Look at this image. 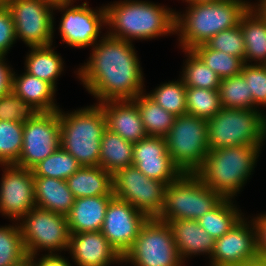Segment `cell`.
Wrapping results in <instances>:
<instances>
[{
	"instance_id": "obj_1",
	"label": "cell",
	"mask_w": 266,
	"mask_h": 266,
	"mask_svg": "<svg viewBox=\"0 0 266 266\" xmlns=\"http://www.w3.org/2000/svg\"><path fill=\"white\" fill-rule=\"evenodd\" d=\"M105 36V37H104ZM93 45L87 63L78 69V78L100 103L133 100L143 93V73L132 42L109 34Z\"/></svg>"
},
{
	"instance_id": "obj_10",
	"label": "cell",
	"mask_w": 266,
	"mask_h": 266,
	"mask_svg": "<svg viewBox=\"0 0 266 266\" xmlns=\"http://www.w3.org/2000/svg\"><path fill=\"white\" fill-rule=\"evenodd\" d=\"M21 234L28 256L39 255L38 250L68 251L70 230L65 215L37 206L20 220Z\"/></svg>"
},
{
	"instance_id": "obj_11",
	"label": "cell",
	"mask_w": 266,
	"mask_h": 266,
	"mask_svg": "<svg viewBox=\"0 0 266 266\" xmlns=\"http://www.w3.org/2000/svg\"><path fill=\"white\" fill-rule=\"evenodd\" d=\"M113 194L134 206L148 218H156L163 205L166 184L150 179L135 166L112 174Z\"/></svg>"
},
{
	"instance_id": "obj_40",
	"label": "cell",
	"mask_w": 266,
	"mask_h": 266,
	"mask_svg": "<svg viewBox=\"0 0 266 266\" xmlns=\"http://www.w3.org/2000/svg\"><path fill=\"white\" fill-rule=\"evenodd\" d=\"M37 111L13 91L0 97V120L27 122Z\"/></svg>"
},
{
	"instance_id": "obj_49",
	"label": "cell",
	"mask_w": 266,
	"mask_h": 266,
	"mask_svg": "<svg viewBox=\"0 0 266 266\" xmlns=\"http://www.w3.org/2000/svg\"><path fill=\"white\" fill-rule=\"evenodd\" d=\"M45 1L51 5H53L54 7L59 5V4H64V0H42Z\"/></svg>"
},
{
	"instance_id": "obj_48",
	"label": "cell",
	"mask_w": 266,
	"mask_h": 266,
	"mask_svg": "<svg viewBox=\"0 0 266 266\" xmlns=\"http://www.w3.org/2000/svg\"><path fill=\"white\" fill-rule=\"evenodd\" d=\"M14 266H35V263H34V260L30 256H27L19 264H16Z\"/></svg>"
},
{
	"instance_id": "obj_25",
	"label": "cell",
	"mask_w": 266,
	"mask_h": 266,
	"mask_svg": "<svg viewBox=\"0 0 266 266\" xmlns=\"http://www.w3.org/2000/svg\"><path fill=\"white\" fill-rule=\"evenodd\" d=\"M66 181L75 199L114 195L112 174L100 166H81Z\"/></svg>"
},
{
	"instance_id": "obj_39",
	"label": "cell",
	"mask_w": 266,
	"mask_h": 266,
	"mask_svg": "<svg viewBox=\"0 0 266 266\" xmlns=\"http://www.w3.org/2000/svg\"><path fill=\"white\" fill-rule=\"evenodd\" d=\"M209 48L228 53L240 58L244 62L245 42L240 25L219 32L211 37L206 43Z\"/></svg>"
},
{
	"instance_id": "obj_17",
	"label": "cell",
	"mask_w": 266,
	"mask_h": 266,
	"mask_svg": "<svg viewBox=\"0 0 266 266\" xmlns=\"http://www.w3.org/2000/svg\"><path fill=\"white\" fill-rule=\"evenodd\" d=\"M244 219L243 217L230 231L215 240L210 266H241L259 258L255 223Z\"/></svg>"
},
{
	"instance_id": "obj_2",
	"label": "cell",
	"mask_w": 266,
	"mask_h": 266,
	"mask_svg": "<svg viewBox=\"0 0 266 266\" xmlns=\"http://www.w3.org/2000/svg\"><path fill=\"white\" fill-rule=\"evenodd\" d=\"M188 3L186 14L175 12V34L178 33L179 44L184 50H192L219 32L235 27L252 6L246 0H199Z\"/></svg>"
},
{
	"instance_id": "obj_9",
	"label": "cell",
	"mask_w": 266,
	"mask_h": 266,
	"mask_svg": "<svg viewBox=\"0 0 266 266\" xmlns=\"http://www.w3.org/2000/svg\"><path fill=\"white\" fill-rule=\"evenodd\" d=\"M134 266H183L167 222L148 218L131 248L122 257V263Z\"/></svg>"
},
{
	"instance_id": "obj_35",
	"label": "cell",
	"mask_w": 266,
	"mask_h": 266,
	"mask_svg": "<svg viewBox=\"0 0 266 266\" xmlns=\"http://www.w3.org/2000/svg\"><path fill=\"white\" fill-rule=\"evenodd\" d=\"M187 114L208 120L223 107L218 90L186 87Z\"/></svg>"
},
{
	"instance_id": "obj_37",
	"label": "cell",
	"mask_w": 266,
	"mask_h": 266,
	"mask_svg": "<svg viewBox=\"0 0 266 266\" xmlns=\"http://www.w3.org/2000/svg\"><path fill=\"white\" fill-rule=\"evenodd\" d=\"M23 145V122L0 120V165L15 164Z\"/></svg>"
},
{
	"instance_id": "obj_23",
	"label": "cell",
	"mask_w": 266,
	"mask_h": 266,
	"mask_svg": "<svg viewBox=\"0 0 266 266\" xmlns=\"http://www.w3.org/2000/svg\"><path fill=\"white\" fill-rule=\"evenodd\" d=\"M16 75L17 74L13 72L12 91L20 96L32 108L37 112H52L59 110V107L54 102L56 88L50 83L41 80L26 71L20 76Z\"/></svg>"
},
{
	"instance_id": "obj_4",
	"label": "cell",
	"mask_w": 266,
	"mask_h": 266,
	"mask_svg": "<svg viewBox=\"0 0 266 266\" xmlns=\"http://www.w3.org/2000/svg\"><path fill=\"white\" fill-rule=\"evenodd\" d=\"M262 145H241L209 150L194 173L223 198H233L254 170Z\"/></svg>"
},
{
	"instance_id": "obj_12",
	"label": "cell",
	"mask_w": 266,
	"mask_h": 266,
	"mask_svg": "<svg viewBox=\"0 0 266 266\" xmlns=\"http://www.w3.org/2000/svg\"><path fill=\"white\" fill-rule=\"evenodd\" d=\"M16 38L29 47L52 45L54 6L42 0H8Z\"/></svg>"
},
{
	"instance_id": "obj_46",
	"label": "cell",
	"mask_w": 266,
	"mask_h": 266,
	"mask_svg": "<svg viewBox=\"0 0 266 266\" xmlns=\"http://www.w3.org/2000/svg\"><path fill=\"white\" fill-rule=\"evenodd\" d=\"M260 14L261 16L266 20V0H259L258 5H252Z\"/></svg>"
},
{
	"instance_id": "obj_44",
	"label": "cell",
	"mask_w": 266,
	"mask_h": 266,
	"mask_svg": "<svg viewBox=\"0 0 266 266\" xmlns=\"http://www.w3.org/2000/svg\"><path fill=\"white\" fill-rule=\"evenodd\" d=\"M13 68L5 63V56L0 55V97L12 91Z\"/></svg>"
},
{
	"instance_id": "obj_32",
	"label": "cell",
	"mask_w": 266,
	"mask_h": 266,
	"mask_svg": "<svg viewBox=\"0 0 266 266\" xmlns=\"http://www.w3.org/2000/svg\"><path fill=\"white\" fill-rule=\"evenodd\" d=\"M80 167L81 165L76 158L60 146L51 155L35 165L31 171L34 177H53L66 180Z\"/></svg>"
},
{
	"instance_id": "obj_14",
	"label": "cell",
	"mask_w": 266,
	"mask_h": 266,
	"mask_svg": "<svg viewBox=\"0 0 266 266\" xmlns=\"http://www.w3.org/2000/svg\"><path fill=\"white\" fill-rule=\"evenodd\" d=\"M72 5L59 4L54 7V10L64 12L58 28L62 41L75 48L95 45L100 37L102 25L106 24L105 6L93 10L87 2L78 6Z\"/></svg>"
},
{
	"instance_id": "obj_6",
	"label": "cell",
	"mask_w": 266,
	"mask_h": 266,
	"mask_svg": "<svg viewBox=\"0 0 266 266\" xmlns=\"http://www.w3.org/2000/svg\"><path fill=\"white\" fill-rule=\"evenodd\" d=\"M259 111L222 108L207 120L209 150L241 145H264L266 114Z\"/></svg>"
},
{
	"instance_id": "obj_22",
	"label": "cell",
	"mask_w": 266,
	"mask_h": 266,
	"mask_svg": "<svg viewBox=\"0 0 266 266\" xmlns=\"http://www.w3.org/2000/svg\"><path fill=\"white\" fill-rule=\"evenodd\" d=\"M167 224L172 230L173 239L182 260L204 253L211 258L215 239L199 225L197 220L180 219L167 221Z\"/></svg>"
},
{
	"instance_id": "obj_50",
	"label": "cell",
	"mask_w": 266,
	"mask_h": 266,
	"mask_svg": "<svg viewBox=\"0 0 266 266\" xmlns=\"http://www.w3.org/2000/svg\"><path fill=\"white\" fill-rule=\"evenodd\" d=\"M74 0H64V4H73Z\"/></svg>"
},
{
	"instance_id": "obj_52",
	"label": "cell",
	"mask_w": 266,
	"mask_h": 266,
	"mask_svg": "<svg viewBox=\"0 0 266 266\" xmlns=\"http://www.w3.org/2000/svg\"><path fill=\"white\" fill-rule=\"evenodd\" d=\"M192 1H199V0H185V2H192Z\"/></svg>"
},
{
	"instance_id": "obj_7",
	"label": "cell",
	"mask_w": 266,
	"mask_h": 266,
	"mask_svg": "<svg viewBox=\"0 0 266 266\" xmlns=\"http://www.w3.org/2000/svg\"><path fill=\"white\" fill-rule=\"evenodd\" d=\"M222 199L218 192L206 186L195 174L183 173L166 185L163 205L156 219L164 222L197 220Z\"/></svg>"
},
{
	"instance_id": "obj_30",
	"label": "cell",
	"mask_w": 266,
	"mask_h": 266,
	"mask_svg": "<svg viewBox=\"0 0 266 266\" xmlns=\"http://www.w3.org/2000/svg\"><path fill=\"white\" fill-rule=\"evenodd\" d=\"M132 101L137 105L147 136L165 137L169 133L175 115L167 112L144 92Z\"/></svg>"
},
{
	"instance_id": "obj_38",
	"label": "cell",
	"mask_w": 266,
	"mask_h": 266,
	"mask_svg": "<svg viewBox=\"0 0 266 266\" xmlns=\"http://www.w3.org/2000/svg\"><path fill=\"white\" fill-rule=\"evenodd\" d=\"M18 223L0 227V266H14L27 257Z\"/></svg>"
},
{
	"instance_id": "obj_20",
	"label": "cell",
	"mask_w": 266,
	"mask_h": 266,
	"mask_svg": "<svg viewBox=\"0 0 266 266\" xmlns=\"http://www.w3.org/2000/svg\"><path fill=\"white\" fill-rule=\"evenodd\" d=\"M100 105L107 129L133 144L147 137L137 105L132 100H108Z\"/></svg>"
},
{
	"instance_id": "obj_42",
	"label": "cell",
	"mask_w": 266,
	"mask_h": 266,
	"mask_svg": "<svg viewBox=\"0 0 266 266\" xmlns=\"http://www.w3.org/2000/svg\"><path fill=\"white\" fill-rule=\"evenodd\" d=\"M16 40L11 13L6 5H0V55L6 56Z\"/></svg>"
},
{
	"instance_id": "obj_28",
	"label": "cell",
	"mask_w": 266,
	"mask_h": 266,
	"mask_svg": "<svg viewBox=\"0 0 266 266\" xmlns=\"http://www.w3.org/2000/svg\"><path fill=\"white\" fill-rule=\"evenodd\" d=\"M51 46L30 47L31 51L26 55L25 71L47 81L55 88L56 80L63 71L64 62Z\"/></svg>"
},
{
	"instance_id": "obj_45",
	"label": "cell",
	"mask_w": 266,
	"mask_h": 266,
	"mask_svg": "<svg viewBox=\"0 0 266 266\" xmlns=\"http://www.w3.org/2000/svg\"><path fill=\"white\" fill-rule=\"evenodd\" d=\"M30 257L34 260L35 266H71L70 262L67 261L66 258L62 257L61 255L59 256L56 253L45 254L38 262L36 255H32Z\"/></svg>"
},
{
	"instance_id": "obj_26",
	"label": "cell",
	"mask_w": 266,
	"mask_h": 266,
	"mask_svg": "<svg viewBox=\"0 0 266 266\" xmlns=\"http://www.w3.org/2000/svg\"><path fill=\"white\" fill-rule=\"evenodd\" d=\"M239 25L245 42L244 63L253 60L256 65H266V20L251 6L241 17Z\"/></svg>"
},
{
	"instance_id": "obj_18",
	"label": "cell",
	"mask_w": 266,
	"mask_h": 266,
	"mask_svg": "<svg viewBox=\"0 0 266 266\" xmlns=\"http://www.w3.org/2000/svg\"><path fill=\"white\" fill-rule=\"evenodd\" d=\"M132 165L150 179L166 185L183 174L167 152L164 137L147 136L134 143Z\"/></svg>"
},
{
	"instance_id": "obj_13",
	"label": "cell",
	"mask_w": 266,
	"mask_h": 266,
	"mask_svg": "<svg viewBox=\"0 0 266 266\" xmlns=\"http://www.w3.org/2000/svg\"><path fill=\"white\" fill-rule=\"evenodd\" d=\"M59 147V111L37 112L23 123L21 155L14 165L31 170Z\"/></svg>"
},
{
	"instance_id": "obj_43",
	"label": "cell",
	"mask_w": 266,
	"mask_h": 266,
	"mask_svg": "<svg viewBox=\"0 0 266 266\" xmlns=\"http://www.w3.org/2000/svg\"><path fill=\"white\" fill-rule=\"evenodd\" d=\"M256 228L257 253L259 258L266 259V213L252 219Z\"/></svg>"
},
{
	"instance_id": "obj_47",
	"label": "cell",
	"mask_w": 266,
	"mask_h": 266,
	"mask_svg": "<svg viewBox=\"0 0 266 266\" xmlns=\"http://www.w3.org/2000/svg\"><path fill=\"white\" fill-rule=\"evenodd\" d=\"M241 266H266V259L258 258L253 261L246 262Z\"/></svg>"
},
{
	"instance_id": "obj_5",
	"label": "cell",
	"mask_w": 266,
	"mask_h": 266,
	"mask_svg": "<svg viewBox=\"0 0 266 266\" xmlns=\"http://www.w3.org/2000/svg\"><path fill=\"white\" fill-rule=\"evenodd\" d=\"M96 104L66 114L58 110L60 146L81 166H99L101 137L107 127L103 109Z\"/></svg>"
},
{
	"instance_id": "obj_29",
	"label": "cell",
	"mask_w": 266,
	"mask_h": 266,
	"mask_svg": "<svg viewBox=\"0 0 266 266\" xmlns=\"http://www.w3.org/2000/svg\"><path fill=\"white\" fill-rule=\"evenodd\" d=\"M243 216L241 210H238L231 198H223L213 209L206 212L197 221L216 240L230 231Z\"/></svg>"
},
{
	"instance_id": "obj_33",
	"label": "cell",
	"mask_w": 266,
	"mask_h": 266,
	"mask_svg": "<svg viewBox=\"0 0 266 266\" xmlns=\"http://www.w3.org/2000/svg\"><path fill=\"white\" fill-rule=\"evenodd\" d=\"M188 58L185 61L181 79L186 87L218 90L220 78L192 50H183Z\"/></svg>"
},
{
	"instance_id": "obj_51",
	"label": "cell",
	"mask_w": 266,
	"mask_h": 266,
	"mask_svg": "<svg viewBox=\"0 0 266 266\" xmlns=\"http://www.w3.org/2000/svg\"><path fill=\"white\" fill-rule=\"evenodd\" d=\"M8 2V0H0V5H5Z\"/></svg>"
},
{
	"instance_id": "obj_24",
	"label": "cell",
	"mask_w": 266,
	"mask_h": 266,
	"mask_svg": "<svg viewBox=\"0 0 266 266\" xmlns=\"http://www.w3.org/2000/svg\"><path fill=\"white\" fill-rule=\"evenodd\" d=\"M35 205L42 209L67 215L73 204L74 196L67 181L53 177H34Z\"/></svg>"
},
{
	"instance_id": "obj_19",
	"label": "cell",
	"mask_w": 266,
	"mask_h": 266,
	"mask_svg": "<svg viewBox=\"0 0 266 266\" xmlns=\"http://www.w3.org/2000/svg\"><path fill=\"white\" fill-rule=\"evenodd\" d=\"M68 251L78 266H109L122 262V257L101 231L71 233Z\"/></svg>"
},
{
	"instance_id": "obj_41",
	"label": "cell",
	"mask_w": 266,
	"mask_h": 266,
	"mask_svg": "<svg viewBox=\"0 0 266 266\" xmlns=\"http://www.w3.org/2000/svg\"><path fill=\"white\" fill-rule=\"evenodd\" d=\"M241 74L252 93L254 109L259 105L266 106V65L244 63Z\"/></svg>"
},
{
	"instance_id": "obj_21",
	"label": "cell",
	"mask_w": 266,
	"mask_h": 266,
	"mask_svg": "<svg viewBox=\"0 0 266 266\" xmlns=\"http://www.w3.org/2000/svg\"><path fill=\"white\" fill-rule=\"evenodd\" d=\"M114 195L76 198L70 212L66 215L70 233L100 231L105 213Z\"/></svg>"
},
{
	"instance_id": "obj_15",
	"label": "cell",
	"mask_w": 266,
	"mask_h": 266,
	"mask_svg": "<svg viewBox=\"0 0 266 266\" xmlns=\"http://www.w3.org/2000/svg\"><path fill=\"white\" fill-rule=\"evenodd\" d=\"M147 220L148 217L144 213L114 196L107 206L100 231L117 253L123 257Z\"/></svg>"
},
{
	"instance_id": "obj_36",
	"label": "cell",
	"mask_w": 266,
	"mask_h": 266,
	"mask_svg": "<svg viewBox=\"0 0 266 266\" xmlns=\"http://www.w3.org/2000/svg\"><path fill=\"white\" fill-rule=\"evenodd\" d=\"M147 95L159 106L175 116L187 114L186 86L182 79L163 83Z\"/></svg>"
},
{
	"instance_id": "obj_16",
	"label": "cell",
	"mask_w": 266,
	"mask_h": 266,
	"mask_svg": "<svg viewBox=\"0 0 266 266\" xmlns=\"http://www.w3.org/2000/svg\"><path fill=\"white\" fill-rule=\"evenodd\" d=\"M0 183V213L20 221L35 205L34 176L30 169L3 165Z\"/></svg>"
},
{
	"instance_id": "obj_27",
	"label": "cell",
	"mask_w": 266,
	"mask_h": 266,
	"mask_svg": "<svg viewBox=\"0 0 266 266\" xmlns=\"http://www.w3.org/2000/svg\"><path fill=\"white\" fill-rule=\"evenodd\" d=\"M133 147V143L106 128L101 137L99 166L111 174L132 166Z\"/></svg>"
},
{
	"instance_id": "obj_31",
	"label": "cell",
	"mask_w": 266,
	"mask_h": 266,
	"mask_svg": "<svg viewBox=\"0 0 266 266\" xmlns=\"http://www.w3.org/2000/svg\"><path fill=\"white\" fill-rule=\"evenodd\" d=\"M218 93L223 108L254 109L252 93L242 74L221 79Z\"/></svg>"
},
{
	"instance_id": "obj_3",
	"label": "cell",
	"mask_w": 266,
	"mask_h": 266,
	"mask_svg": "<svg viewBox=\"0 0 266 266\" xmlns=\"http://www.w3.org/2000/svg\"><path fill=\"white\" fill-rule=\"evenodd\" d=\"M113 3L105 6L110 36L131 42L175 33V11L170 8L140 0Z\"/></svg>"
},
{
	"instance_id": "obj_34",
	"label": "cell",
	"mask_w": 266,
	"mask_h": 266,
	"mask_svg": "<svg viewBox=\"0 0 266 266\" xmlns=\"http://www.w3.org/2000/svg\"><path fill=\"white\" fill-rule=\"evenodd\" d=\"M192 51L211 69L220 79L229 78L241 73L244 62L228 53L209 48L201 44Z\"/></svg>"
},
{
	"instance_id": "obj_8",
	"label": "cell",
	"mask_w": 266,
	"mask_h": 266,
	"mask_svg": "<svg viewBox=\"0 0 266 266\" xmlns=\"http://www.w3.org/2000/svg\"><path fill=\"white\" fill-rule=\"evenodd\" d=\"M164 138L167 152L182 173L194 174L209 152L207 120L193 115L176 116Z\"/></svg>"
}]
</instances>
